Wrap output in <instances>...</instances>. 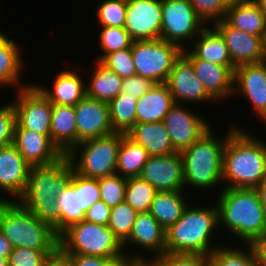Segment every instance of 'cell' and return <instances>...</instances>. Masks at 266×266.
Listing matches in <instances>:
<instances>
[{
  "label": "cell",
  "instance_id": "obj_37",
  "mask_svg": "<svg viewBox=\"0 0 266 266\" xmlns=\"http://www.w3.org/2000/svg\"><path fill=\"white\" fill-rule=\"evenodd\" d=\"M137 215L138 212L132 209L125 201L111 208L107 226L121 244L129 238Z\"/></svg>",
  "mask_w": 266,
  "mask_h": 266
},
{
  "label": "cell",
  "instance_id": "obj_15",
  "mask_svg": "<svg viewBox=\"0 0 266 266\" xmlns=\"http://www.w3.org/2000/svg\"><path fill=\"white\" fill-rule=\"evenodd\" d=\"M165 84L175 104L201 103L202 105L203 102L205 104L215 101L196 76L192 63L183 54L175 61Z\"/></svg>",
  "mask_w": 266,
  "mask_h": 266
},
{
  "label": "cell",
  "instance_id": "obj_20",
  "mask_svg": "<svg viewBox=\"0 0 266 266\" xmlns=\"http://www.w3.org/2000/svg\"><path fill=\"white\" fill-rule=\"evenodd\" d=\"M77 145L84 140L114 133L108 103L85 96L75 106Z\"/></svg>",
  "mask_w": 266,
  "mask_h": 266
},
{
  "label": "cell",
  "instance_id": "obj_44",
  "mask_svg": "<svg viewBox=\"0 0 266 266\" xmlns=\"http://www.w3.org/2000/svg\"><path fill=\"white\" fill-rule=\"evenodd\" d=\"M75 191H79L80 208L86 211L101 200L98 179L88 178L75 172Z\"/></svg>",
  "mask_w": 266,
  "mask_h": 266
},
{
  "label": "cell",
  "instance_id": "obj_54",
  "mask_svg": "<svg viewBox=\"0 0 266 266\" xmlns=\"http://www.w3.org/2000/svg\"><path fill=\"white\" fill-rule=\"evenodd\" d=\"M254 1L259 5V8L261 9L266 19V0H254Z\"/></svg>",
  "mask_w": 266,
  "mask_h": 266
},
{
  "label": "cell",
  "instance_id": "obj_49",
  "mask_svg": "<svg viewBox=\"0 0 266 266\" xmlns=\"http://www.w3.org/2000/svg\"><path fill=\"white\" fill-rule=\"evenodd\" d=\"M110 212L111 208L102 200H99L86 211L84 220L107 226L110 219Z\"/></svg>",
  "mask_w": 266,
  "mask_h": 266
},
{
  "label": "cell",
  "instance_id": "obj_38",
  "mask_svg": "<svg viewBox=\"0 0 266 266\" xmlns=\"http://www.w3.org/2000/svg\"><path fill=\"white\" fill-rule=\"evenodd\" d=\"M100 28L97 43L103 53L95 61H100L106 54L131 48L133 39L124 27L105 26Z\"/></svg>",
  "mask_w": 266,
  "mask_h": 266
},
{
  "label": "cell",
  "instance_id": "obj_34",
  "mask_svg": "<svg viewBox=\"0 0 266 266\" xmlns=\"http://www.w3.org/2000/svg\"><path fill=\"white\" fill-rule=\"evenodd\" d=\"M108 106L114 132L126 134L136 124L137 98L121 92Z\"/></svg>",
  "mask_w": 266,
  "mask_h": 266
},
{
  "label": "cell",
  "instance_id": "obj_57",
  "mask_svg": "<svg viewBox=\"0 0 266 266\" xmlns=\"http://www.w3.org/2000/svg\"><path fill=\"white\" fill-rule=\"evenodd\" d=\"M8 38L7 34L0 30V45Z\"/></svg>",
  "mask_w": 266,
  "mask_h": 266
},
{
  "label": "cell",
  "instance_id": "obj_36",
  "mask_svg": "<svg viewBox=\"0 0 266 266\" xmlns=\"http://www.w3.org/2000/svg\"><path fill=\"white\" fill-rule=\"evenodd\" d=\"M218 244L220 246L208 256L211 266H257L253 252L248 245L242 248L238 245L237 248L223 244L221 246V242Z\"/></svg>",
  "mask_w": 266,
  "mask_h": 266
},
{
  "label": "cell",
  "instance_id": "obj_19",
  "mask_svg": "<svg viewBox=\"0 0 266 266\" xmlns=\"http://www.w3.org/2000/svg\"><path fill=\"white\" fill-rule=\"evenodd\" d=\"M13 144L31 167L51 165L64 157L48 135L22 128L17 122Z\"/></svg>",
  "mask_w": 266,
  "mask_h": 266
},
{
  "label": "cell",
  "instance_id": "obj_30",
  "mask_svg": "<svg viewBox=\"0 0 266 266\" xmlns=\"http://www.w3.org/2000/svg\"><path fill=\"white\" fill-rule=\"evenodd\" d=\"M187 191H157L151 203L149 213L167 230L182 216L189 205ZM186 197V198H185Z\"/></svg>",
  "mask_w": 266,
  "mask_h": 266
},
{
  "label": "cell",
  "instance_id": "obj_48",
  "mask_svg": "<svg viewBox=\"0 0 266 266\" xmlns=\"http://www.w3.org/2000/svg\"><path fill=\"white\" fill-rule=\"evenodd\" d=\"M70 266H122L127 259H109L99 256L63 255Z\"/></svg>",
  "mask_w": 266,
  "mask_h": 266
},
{
  "label": "cell",
  "instance_id": "obj_16",
  "mask_svg": "<svg viewBox=\"0 0 266 266\" xmlns=\"http://www.w3.org/2000/svg\"><path fill=\"white\" fill-rule=\"evenodd\" d=\"M161 0H127L124 28L133 41L160 39Z\"/></svg>",
  "mask_w": 266,
  "mask_h": 266
},
{
  "label": "cell",
  "instance_id": "obj_29",
  "mask_svg": "<svg viewBox=\"0 0 266 266\" xmlns=\"http://www.w3.org/2000/svg\"><path fill=\"white\" fill-rule=\"evenodd\" d=\"M20 50L18 42L10 37L0 45V87L11 86L19 90L30 86L31 83H21L25 61Z\"/></svg>",
  "mask_w": 266,
  "mask_h": 266
},
{
  "label": "cell",
  "instance_id": "obj_58",
  "mask_svg": "<svg viewBox=\"0 0 266 266\" xmlns=\"http://www.w3.org/2000/svg\"><path fill=\"white\" fill-rule=\"evenodd\" d=\"M0 266H8V259L5 257H0Z\"/></svg>",
  "mask_w": 266,
  "mask_h": 266
},
{
  "label": "cell",
  "instance_id": "obj_31",
  "mask_svg": "<svg viewBox=\"0 0 266 266\" xmlns=\"http://www.w3.org/2000/svg\"><path fill=\"white\" fill-rule=\"evenodd\" d=\"M93 71L86 86V96L91 99L109 103L121 93L122 80L117 73L95 61Z\"/></svg>",
  "mask_w": 266,
  "mask_h": 266
},
{
  "label": "cell",
  "instance_id": "obj_18",
  "mask_svg": "<svg viewBox=\"0 0 266 266\" xmlns=\"http://www.w3.org/2000/svg\"><path fill=\"white\" fill-rule=\"evenodd\" d=\"M30 169L31 166L13 143L0 147V192L4 191L0 197L2 201H17L23 195Z\"/></svg>",
  "mask_w": 266,
  "mask_h": 266
},
{
  "label": "cell",
  "instance_id": "obj_2",
  "mask_svg": "<svg viewBox=\"0 0 266 266\" xmlns=\"http://www.w3.org/2000/svg\"><path fill=\"white\" fill-rule=\"evenodd\" d=\"M73 166L67 156L54 164L31 167L26 189L17 200L34 213L41 221L48 223L60 236V212L57 196L70 181Z\"/></svg>",
  "mask_w": 266,
  "mask_h": 266
},
{
  "label": "cell",
  "instance_id": "obj_59",
  "mask_svg": "<svg viewBox=\"0 0 266 266\" xmlns=\"http://www.w3.org/2000/svg\"><path fill=\"white\" fill-rule=\"evenodd\" d=\"M263 62H264V63H265V65H266V53H264Z\"/></svg>",
  "mask_w": 266,
  "mask_h": 266
},
{
  "label": "cell",
  "instance_id": "obj_33",
  "mask_svg": "<svg viewBox=\"0 0 266 266\" xmlns=\"http://www.w3.org/2000/svg\"><path fill=\"white\" fill-rule=\"evenodd\" d=\"M57 208L60 212V235L72 224L81 222L85 212L80 208L79 191H75V171H72L70 181L57 196Z\"/></svg>",
  "mask_w": 266,
  "mask_h": 266
},
{
  "label": "cell",
  "instance_id": "obj_55",
  "mask_svg": "<svg viewBox=\"0 0 266 266\" xmlns=\"http://www.w3.org/2000/svg\"><path fill=\"white\" fill-rule=\"evenodd\" d=\"M122 266H146L145 262H127Z\"/></svg>",
  "mask_w": 266,
  "mask_h": 266
},
{
  "label": "cell",
  "instance_id": "obj_8",
  "mask_svg": "<svg viewBox=\"0 0 266 266\" xmlns=\"http://www.w3.org/2000/svg\"><path fill=\"white\" fill-rule=\"evenodd\" d=\"M123 135L124 133L114 132L81 141L67 155L74 171L95 179L116 174L118 151Z\"/></svg>",
  "mask_w": 266,
  "mask_h": 266
},
{
  "label": "cell",
  "instance_id": "obj_3",
  "mask_svg": "<svg viewBox=\"0 0 266 266\" xmlns=\"http://www.w3.org/2000/svg\"><path fill=\"white\" fill-rule=\"evenodd\" d=\"M194 205L189 204L181 218L166 230L165 253L209 256L219 247L213 240L220 230L216 203Z\"/></svg>",
  "mask_w": 266,
  "mask_h": 266
},
{
  "label": "cell",
  "instance_id": "obj_43",
  "mask_svg": "<svg viewBox=\"0 0 266 266\" xmlns=\"http://www.w3.org/2000/svg\"><path fill=\"white\" fill-rule=\"evenodd\" d=\"M99 62L121 78L136 75L131 48L106 54Z\"/></svg>",
  "mask_w": 266,
  "mask_h": 266
},
{
  "label": "cell",
  "instance_id": "obj_46",
  "mask_svg": "<svg viewBox=\"0 0 266 266\" xmlns=\"http://www.w3.org/2000/svg\"><path fill=\"white\" fill-rule=\"evenodd\" d=\"M16 112L12 101L0 106V147L13 143Z\"/></svg>",
  "mask_w": 266,
  "mask_h": 266
},
{
  "label": "cell",
  "instance_id": "obj_6",
  "mask_svg": "<svg viewBox=\"0 0 266 266\" xmlns=\"http://www.w3.org/2000/svg\"><path fill=\"white\" fill-rule=\"evenodd\" d=\"M0 230L13 248L59 250V236L18 201L0 203Z\"/></svg>",
  "mask_w": 266,
  "mask_h": 266
},
{
  "label": "cell",
  "instance_id": "obj_32",
  "mask_svg": "<svg viewBox=\"0 0 266 266\" xmlns=\"http://www.w3.org/2000/svg\"><path fill=\"white\" fill-rule=\"evenodd\" d=\"M149 155L147 150L123 135L118 151L116 174L124 178L138 177Z\"/></svg>",
  "mask_w": 266,
  "mask_h": 266
},
{
  "label": "cell",
  "instance_id": "obj_41",
  "mask_svg": "<svg viewBox=\"0 0 266 266\" xmlns=\"http://www.w3.org/2000/svg\"><path fill=\"white\" fill-rule=\"evenodd\" d=\"M58 251L13 248L8 256V266H44Z\"/></svg>",
  "mask_w": 266,
  "mask_h": 266
},
{
  "label": "cell",
  "instance_id": "obj_9",
  "mask_svg": "<svg viewBox=\"0 0 266 266\" xmlns=\"http://www.w3.org/2000/svg\"><path fill=\"white\" fill-rule=\"evenodd\" d=\"M131 50L136 74L155 84L166 82L175 61L183 52L178 45L162 39L133 41Z\"/></svg>",
  "mask_w": 266,
  "mask_h": 266
},
{
  "label": "cell",
  "instance_id": "obj_23",
  "mask_svg": "<svg viewBox=\"0 0 266 266\" xmlns=\"http://www.w3.org/2000/svg\"><path fill=\"white\" fill-rule=\"evenodd\" d=\"M60 70L51 81L53 86L34 84L52 105L75 106L86 96L84 77L70 67ZM71 69V70H70ZM51 88V89H50Z\"/></svg>",
  "mask_w": 266,
  "mask_h": 266
},
{
  "label": "cell",
  "instance_id": "obj_28",
  "mask_svg": "<svg viewBox=\"0 0 266 266\" xmlns=\"http://www.w3.org/2000/svg\"><path fill=\"white\" fill-rule=\"evenodd\" d=\"M174 104L167 85L165 83L155 84L147 93L137 99L136 123L163 121Z\"/></svg>",
  "mask_w": 266,
  "mask_h": 266
},
{
  "label": "cell",
  "instance_id": "obj_14",
  "mask_svg": "<svg viewBox=\"0 0 266 266\" xmlns=\"http://www.w3.org/2000/svg\"><path fill=\"white\" fill-rule=\"evenodd\" d=\"M239 93V94H238ZM243 94V95H242ZM243 96L255 116L266 122V65L263 61L244 64L234 69L233 96Z\"/></svg>",
  "mask_w": 266,
  "mask_h": 266
},
{
  "label": "cell",
  "instance_id": "obj_35",
  "mask_svg": "<svg viewBox=\"0 0 266 266\" xmlns=\"http://www.w3.org/2000/svg\"><path fill=\"white\" fill-rule=\"evenodd\" d=\"M157 190L140 176L127 178L125 202L138 213L149 212Z\"/></svg>",
  "mask_w": 266,
  "mask_h": 266
},
{
  "label": "cell",
  "instance_id": "obj_10",
  "mask_svg": "<svg viewBox=\"0 0 266 266\" xmlns=\"http://www.w3.org/2000/svg\"><path fill=\"white\" fill-rule=\"evenodd\" d=\"M160 39L185 49L207 26L196 14L190 0H161Z\"/></svg>",
  "mask_w": 266,
  "mask_h": 266
},
{
  "label": "cell",
  "instance_id": "obj_22",
  "mask_svg": "<svg viewBox=\"0 0 266 266\" xmlns=\"http://www.w3.org/2000/svg\"><path fill=\"white\" fill-rule=\"evenodd\" d=\"M182 54L192 63L196 76L215 101L229 99L233 96L234 69L236 67H226L197 59L189 51V48H185Z\"/></svg>",
  "mask_w": 266,
  "mask_h": 266
},
{
  "label": "cell",
  "instance_id": "obj_24",
  "mask_svg": "<svg viewBox=\"0 0 266 266\" xmlns=\"http://www.w3.org/2000/svg\"><path fill=\"white\" fill-rule=\"evenodd\" d=\"M51 140L67 156L77 146V125L74 106L53 105Z\"/></svg>",
  "mask_w": 266,
  "mask_h": 266
},
{
  "label": "cell",
  "instance_id": "obj_26",
  "mask_svg": "<svg viewBox=\"0 0 266 266\" xmlns=\"http://www.w3.org/2000/svg\"><path fill=\"white\" fill-rule=\"evenodd\" d=\"M189 51L201 60H207L226 67H235L232 64L229 50L222 35L213 27L206 26L192 41Z\"/></svg>",
  "mask_w": 266,
  "mask_h": 266
},
{
  "label": "cell",
  "instance_id": "obj_13",
  "mask_svg": "<svg viewBox=\"0 0 266 266\" xmlns=\"http://www.w3.org/2000/svg\"><path fill=\"white\" fill-rule=\"evenodd\" d=\"M193 111L194 109L187 108L185 104H174L163 119L171 145L176 152L192 146L211 128L209 120Z\"/></svg>",
  "mask_w": 266,
  "mask_h": 266
},
{
  "label": "cell",
  "instance_id": "obj_25",
  "mask_svg": "<svg viewBox=\"0 0 266 266\" xmlns=\"http://www.w3.org/2000/svg\"><path fill=\"white\" fill-rule=\"evenodd\" d=\"M224 20L233 28L262 37L266 19L254 0H232Z\"/></svg>",
  "mask_w": 266,
  "mask_h": 266
},
{
  "label": "cell",
  "instance_id": "obj_51",
  "mask_svg": "<svg viewBox=\"0 0 266 266\" xmlns=\"http://www.w3.org/2000/svg\"><path fill=\"white\" fill-rule=\"evenodd\" d=\"M12 250L13 246L0 230V257H5L8 259V256L10 255Z\"/></svg>",
  "mask_w": 266,
  "mask_h": 266
},
{
  "label": "cell",
  "instance_id": "obj_42",
  "mask_svg": "<svg viewBox=\"0 0 266 266\" xmlns=\"http://www.w3.org/2000/svg\"><path fill=\"white\" fill-rule=\"evenodd\" d=\"M196 14L208 26L225 18L231 0H190ZM209 22V23H208Z\"/></svg>",
  "mask_w": 266,
  "mask_h": 266
},
{
  "label": "cell",
  "instance_id": "obj_60",
  "mask_svg": "<svg viewBox=\"0 0 266 266\" xmlns=\"http://www.w3.org/2000/svg\"><path fill=\"white\" fill-rule=\"evenodd\" d=\"M146 266H153V265H152L151 263L148 262V263H146Z\"/></svg>",
  "mask_w": 266,
  "mask_h": 266
},
{
  "label": "cell",
  "instance_id": "obj_47",
  "mask_svg": "<svg viewBox=\"0 0 266 266\" xmlns=\"http://www.w3.org/2000/svg\"><path fill=\"white\" fill-rule=\"evenodd\" d=\"M154 85L155 83L152 80L136 74L123 78L121 92L138 99L147 93Z\"/></svg>",
  "mask_w": 266,
  "mask_h": 266
},
{
  "label": "cell",
  "instance_id": "obj_45",
  "mask_svg": "<svg viewBox=\"0 0 266 266\" xmlns=\"http://www.w3.org/2000/svg\"><path fill=\"white\" fill-rule=\"evenodd\" d=\"M153 266H211L208 256L164 253L150 262Z\"/></svg>",
  "mask_w": 266,
  "mask_h": 266
},
{
  "label": "cell",
  "instance_id": "obj_4",
  "mask_svg": "<svg viewBox=\"0 0 266 266\" xmlns=\"http://www.w3.org/2000/svg\"><path fill=\"white\" fill-rule=\"evenodd\" d=\"M214 196L219 227L232 233L244 245L266 233V213L255 188H219Z\"/></svg>",
  "mask_w": 266,
  "mask_h": 266
},
{
  "label": "cell",
  "instance_id": "obj_50",
  "mask_svg": "<svg viewBox=\"0 0 266 266\" xmlns=\"http://www.w3.org/2000/svg\"><path fill=\"white\" fill-rule=\"evenodd\" d=\"M248 246L253 252L257 266H266V233L254 238Z\"/></svg>",
  "mask_w": 266,
  "mask_h": 266
},
{
  "label": "cell",
  "instance_id": "obj_5",
  "mask_svg": "<svg viewBox=\"0 0 266 266\" xmlns=\"http://www.w3.org/2000/svg\"><path fill=\"white\" fill-rule=\"evenodd\" d=\"M235 129L243 128L236 124L232 125L228 127L226 135L224 134L220 139L210 128L192 146L180 152L186 191H189L190 186L191 189L199 191L220 187L223 183L224 145Z\"/></svg>",
  "mask_w": 266,
  "mask_h": 266
},
{
  "label": "cell",
  "instance_id": "obj_1",
  "mask_svg": "<svg viewBox=\"0 0 266 266\" xmlns=\"http://www.w3.org/2000/svg\"><path fill=\"white\" fill-rule=\"evenodd\" d=\"M247 131L235 129L226 140L223 188H256L266 179V141Z\"/></svg>",
  "mask_w": 266,
  "mask_h": 266
},
{
  "label": "cell",
  "instance_id": "obj_56",
  "mask_svg": "<svg viewBox=\"0 0 266 266\" xmlns=\"http://www.w3.org/2000/svg\"><path fill=\"white\" fill-rule=\"evenodd\" d=\"M263 52L266 53V27L262 36Z\"/></svg>",
  "mask_w": 266,
  "mask_h": 266
},
{
  "label": "cell",
  "instance_id": "obj_21",
  "mask_svg": "<svg viewBox=\"0 0 266 266\" xmlns=\"http://www.w3.org/2000/svg\"><path fill=\"white\" fill-rule=\"evenodd\" d=\"M222 35L235 67L263 61L262 37L231 27L224 19L212 24Z\"/></svg>",
  "mask_w": 266,
  "mask_h": 266
},
{
  "label": "cell",
  "instance_id": "obj_40",
  "mask_svg": "<svg viewBox=\"0 0 266 266\" xmlns=\"http://www.w3.org/2000/svg\"><path fill=\"white\" fill-rule=\"evenodd\" d=\"M127 179L114 174L98 179L101 200L110 208L125 201Z\"/></svg>",
  "mask_w": 266,
  "mask_h": 266
},
{
  "label": "cell",
  "instance_id": "obj_39",
  "mask_svg": "<svg viewBox=\"0 0 266 266\" xmlns=\"http://www.w3.org/2000/svg\"><path fill=\"white\" fill-rule=\"evenodd\" d=\"M100 27H124L127 13V0H103L95 11Z\"/></svg>",
  "mask_w": 266,
  "mask_h": 266
},
{
  "label": "cell",
  "instance_id": "obj_12",
  "mask_svg": "<svg viewBox=\"0 0 266 266\" xmlns=\"http://www.w3.org/2000/svg\"><path fill=\"white\" fill-rule=\"evenodd\" d=\"M12 104L16 122L25 129L48 135L51 138V113L53 105L32 83L16 91Z\"/></svg>",
  "mask_w": 266,
  "mask_h": 266
},
{
  "label": "cell",
  "instance_id": "obj_7",
  "mask_svg": "<svg viewBox=\"0 0 266 266\" xmlns=\"http://www.w3.org/2000/svg\"><path fill=\"white\" fill-rule=\"evenodd\" d=\"M59 252L62 255L127 259L122 244L108 226L85 220L72 224L59 236Z\"/></svg>",
  "mask_w": 266,
  "mask_h": 266
},
{
  "label": "cell",
  "instance_id": "obj_17",
  "mask_svg": "<svg viewBox=\"0 0 266 266\" xmlns=\"http://www.w3.org/2000/svg\"><path fill=\"white\" fill-rule=\"evenodd\" d=\"M140 177L154 186L157 191H185L180 152L149 156Z\"/></svg>",
  "mask_w": 266,
  "mask_h": 266
},
{
  "label": "cell",
  "instance_id": "obj_52",
  "mask_svg": "<svg viewBox=\"0 0 266 266\" xmlns=\"http://www.w3.org/2000/svg\"><path fill=\"white\" fill-rule=\"evenodd\" d=\"M44 266H70L68 260L58 251Z\"/></svg>",
  "mask_w": 266,
  "mask_h": 266
},
{
  "label": "cell",
  "instance_id": "obj_53",
  "mask_svg": "<svg viewBox=\"0 0 266 266\" xmlns=\"http://www.w3.org/2000/svg\"><path fill=\"white\" fill-rule=\"evenodd\" d=\"M255 190L257 191L258 196L260 198L261 206L266 213V179L261 184H259L255 188Z\"/></svg>",
  "mask_w": 266,
  "mask_h": 266
},
{
  "label": "cell",
  "instance_id": "obj_11",
  "mask_svg": "<svg viewBox=\"0 0 266 266\" xmlns=\"http://www.w3.org/2000/svg\"><path fill=\"white\" fill-rule=\"evenodd\" d=\"M165 235L166 230L149 212L138 213L129 238L122 244L127 261L150 263L154 258L163 255L165 253ZM130 245H132L130 249L135 245L137 248L139 247L138 250L142 247L141 253L139 254V251L138 254L134 253V250L133 253H130L127 249ZM143 249L148 253L146 257L147 253Z\"/></svg>",
  "mask_w": 266,
  "mask_h": 266
},
{
  "label": "cell",
  "instance_id": "obj_27",
  "mask_svg": "<svg viewBox=\"0 0 266 266\" xmlns=\"http://www.w3.org/2000/svg\"><path fill=\"white\" fill-rule=\"evenodd\" d=\"M126 135L136 144L142 145L149 156L168 155L176 152L163 121L136 123Z\"/></svg>",
  "mask_w": 266,
  "mask_h": 266
}]
</instances>
